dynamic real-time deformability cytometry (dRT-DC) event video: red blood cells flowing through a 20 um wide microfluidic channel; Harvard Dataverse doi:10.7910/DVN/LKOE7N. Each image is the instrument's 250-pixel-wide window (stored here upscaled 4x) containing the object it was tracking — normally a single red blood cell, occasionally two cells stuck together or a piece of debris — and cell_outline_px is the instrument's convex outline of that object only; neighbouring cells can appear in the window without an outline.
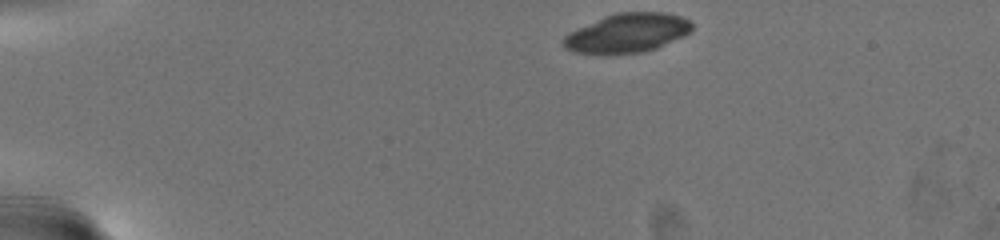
{"species": "common noctule bat (a hibernating species)", "species_latin": "Nyctalus noctula", "temperature_condition": "warm", "stored_images_in_passage": 50, "camera_frame_rate_fps": 3000, "um_per_image_px": 0.085, "animal": {"sex": "female", "body_mass_g": 19.5, "forearm_length_mm": 54.1}, "frame": {"image": 1, "passage_image": 1, "time_ms": 0.0, "image_size_px": [1000, 240], "cell_outline_px": [[692, 28], [684, 36], [656, 48], [640, 52], [608, 56], [572, 52], [564, 48], [560, 40], [568, 32], [604, 16], [616, 12], [668, 12], [680, 16], [688, 20], [692, 24]], "centroid_in_image_um": [53.24, 2.83], "position_along_channel_um": 31.8, "area_um2": 29.88}}